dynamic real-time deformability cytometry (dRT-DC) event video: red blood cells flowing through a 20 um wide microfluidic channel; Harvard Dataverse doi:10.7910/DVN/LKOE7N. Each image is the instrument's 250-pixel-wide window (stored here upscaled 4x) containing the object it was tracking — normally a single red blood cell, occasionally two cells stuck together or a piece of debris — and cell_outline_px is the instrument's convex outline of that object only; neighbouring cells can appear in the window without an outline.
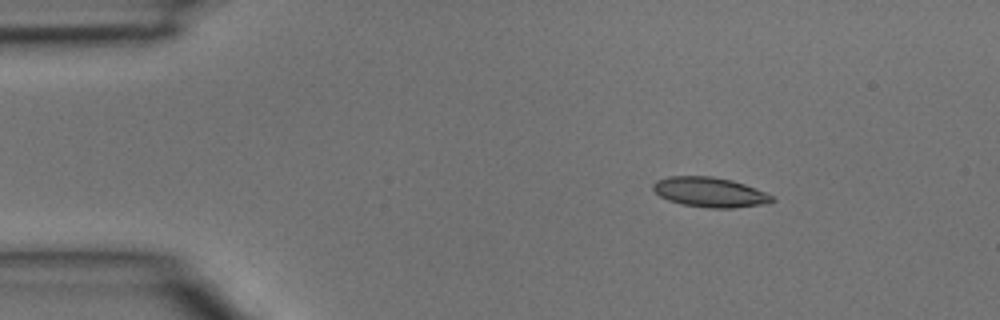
{"species": "common noctule bat (a hibernating species)", "species_latin": "Nyctalus noctula", "temperature_condition": "room temperature", "stored_images_in_passage": 3, "camera_frame_rate_fps": 3000, "um_per_image_px": 0.085, "animal": {"sex": "male", "body_mass_g": 15.6}, "frame": {"image": 1, "passage_image": 1, "time_ms": 0.0, "image_size_px": [1000, 320], "cell_outline_px": [[776, 200], [764, 204], [732, 208], [708, 208], [680, 204], [668, 200], [660, 196], [652, 188], [652, 184], [656, 180], [668, 176], [712, 176], [732, 180], [744, 184], [764, 192], [772, 196]], "centroid_in_image_um": [60.3, 16.33], "position_along_channel_um": 24.7, "area_um2": 20.69}}
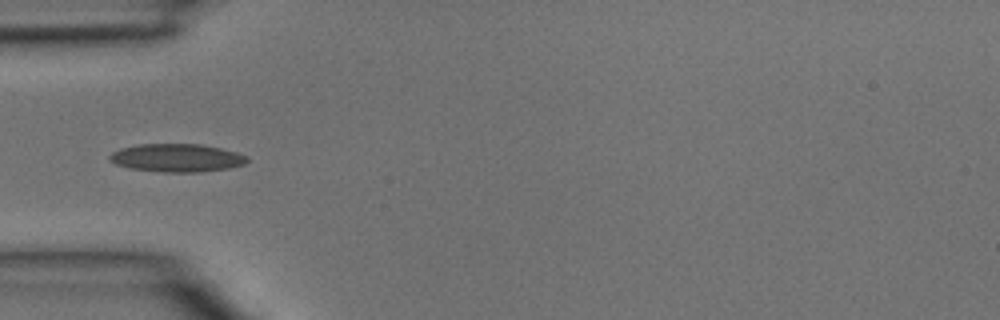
{"frame": {"image": 2, "passage_image": 3, "time_ms": 0.667, "image_size_px": [1000, 320], "cell_outline_px": [[248, 160], [244, 164], [228, 168], [196, 172], [164, 172], [132, 168], [116, 164], [108, 160], [108, 156], [112, 152], [120, 148], [140, 144], [200, 144], [220, 148], [236, 152], [248, 156]], "centroid_in_image_um": [15.01, 13.41], "position_along_channel_um": 70.0, "area_um2": 22.37}}